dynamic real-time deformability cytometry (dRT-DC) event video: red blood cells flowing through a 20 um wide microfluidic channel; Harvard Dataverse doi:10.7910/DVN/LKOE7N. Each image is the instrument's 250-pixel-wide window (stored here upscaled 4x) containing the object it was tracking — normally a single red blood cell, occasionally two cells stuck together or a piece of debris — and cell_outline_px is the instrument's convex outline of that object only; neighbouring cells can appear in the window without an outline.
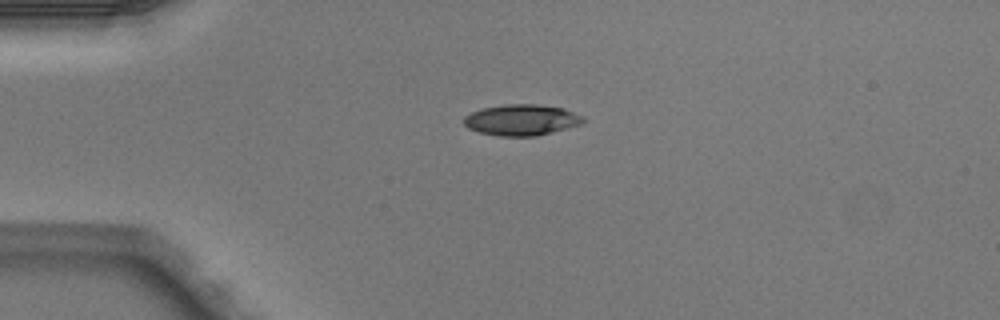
{"species": "Egyptian fruit bat (a non-hibernating species)", "species_latin": "Rousettus aegyptiacus", "temperature_condition": "warm", "stored_images_in_passage": 4, "camera_frame_rate_fps": 3000, "um_per_image_px": 0.085, "animal": {"sex": "male"}, "frame": {"image": 1, "passage_image": 1, "time_ms": 0.0, "image_size_px": [1000, 320], "cell_outline_px": [[584, 124], [536, 136], [500, 136], [480, 132], [468, 128], [464, 124], [464, 116], [472, 112], [484, 108], [504, 104], [536, 104], [564, 108], [584, 116]], "centroid_in_image_um": [44.37, 10.19], "position_along_channel_um": 40.6, "area_um2": 21.62}}
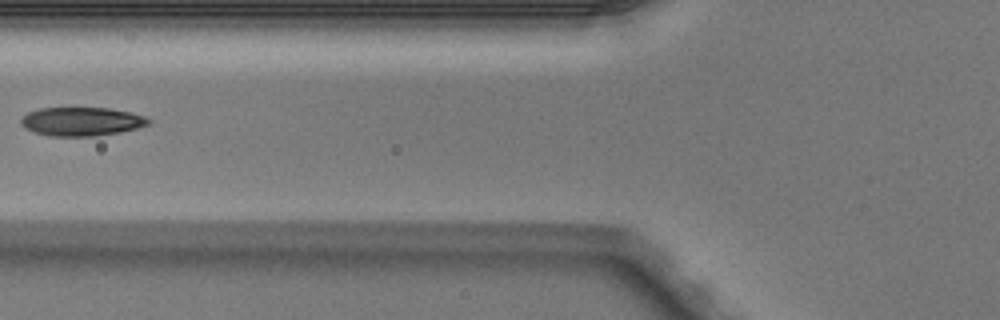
{"frame": {"image": 2, "passage_image": 3, "time_ms": 0.667, "image_size_px": [1000, 320], "cell_outline_px": [[152, 124], [120, 132], [96, 136], [52, 136], [36, 132], [24, 128], [20, 124], [20, 120], [28, 112], [40, 108], [108, 108], [132, 112], [144, 116], [152, 120]], "centroid_in_image_um": [6.97, 10.32], "position_along_channel_um": 118.8, "area_um2": 21.39}}
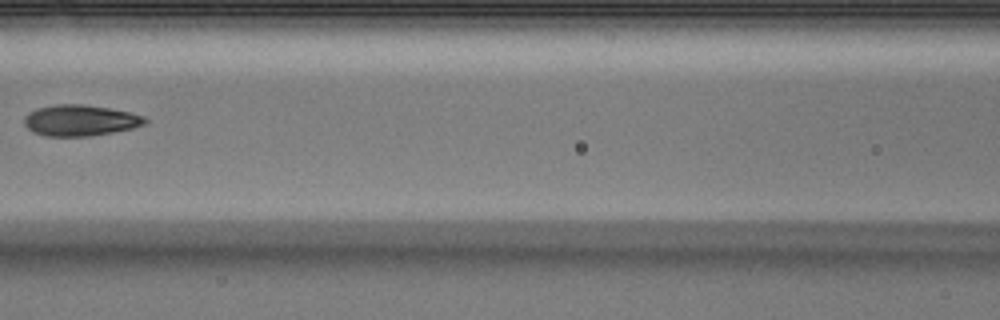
{"frame": {"image": 3, "passage_image": 4, "time_ms": 1.0, "image_size_px": [1000, 320], "cell_outline_px": [[148, 120], [144, 124], [132, 128], [112, 132], [88, 136], [44, 136], [32, 132], [24, 124], [24, 116], [28, 112], [36, 108], [56, 104], [84, 104], [108, 108], [128, 112], [144, 116]], "centroid_in_image_um": [6.77, 10.23], "position_along_channel_um": 159.8, "area_um2": 21.85}}